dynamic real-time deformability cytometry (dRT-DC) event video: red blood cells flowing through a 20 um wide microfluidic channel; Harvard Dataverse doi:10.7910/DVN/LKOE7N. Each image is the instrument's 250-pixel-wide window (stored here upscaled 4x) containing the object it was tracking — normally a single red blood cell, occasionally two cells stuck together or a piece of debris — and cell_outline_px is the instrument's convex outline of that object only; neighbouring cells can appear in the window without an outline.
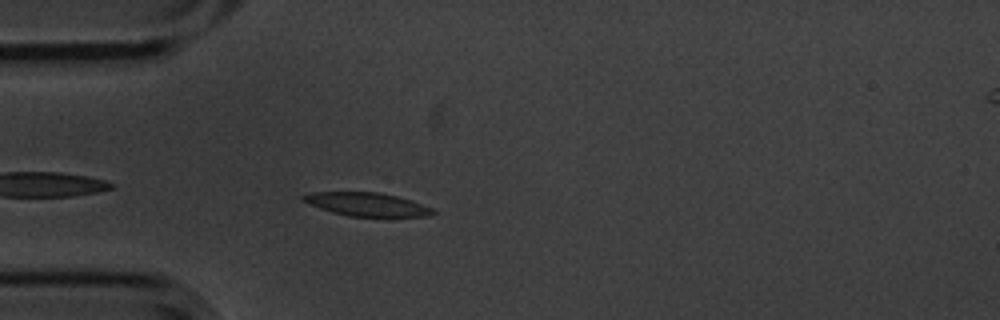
{"species": "common noctule bat (a hibernating species)", "species_latin": "Nyctalus noctula", "temperature_condition": "cold", "stored_images_in_passage": 32, "camera_frame_rate_fps": 3000, "um_per_image_px": 0.085, "animal": {"sex": "male", "body_mass_g": 20.1, "forearm_length_mm": 53.5}, "frame": {"image": 1, "passage_image": 3, "time_ms": 0.667, "image_size_px": [1000, 320], "cell_outline_px": [[436, 212], [428, 216], [392, 220], [348, 216], [332, 212], [320, 208], [300, 200], [300, 196], [312, 192], [380, 192], [412, 200], [432, 208]], "centroid_in_image_um": [31.28, 17.43], "position_along_channel_um": 53.7, "area_um2": 18.79}}
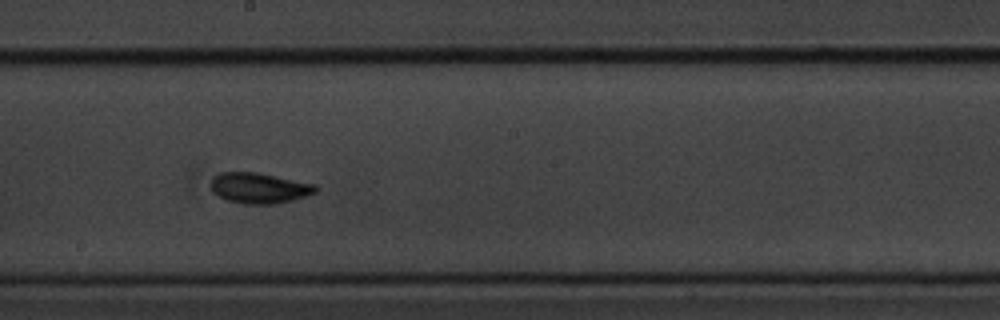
{"frame": {"image": 2, "passage_image": 18, "time_ms": 5.667, "image_size_px": [1000, 320], "cell_outline_px": [[316, 192], [308, 196], [276, 204], [244, 204], [228, 200], [212, 192], [212, 176], [220, 172], [256, 172], [316, 184]], "centroid_in_image_um": [22.04, 15.98], "position_along_channel_um": 226.2, "area_um2": 18.67}}
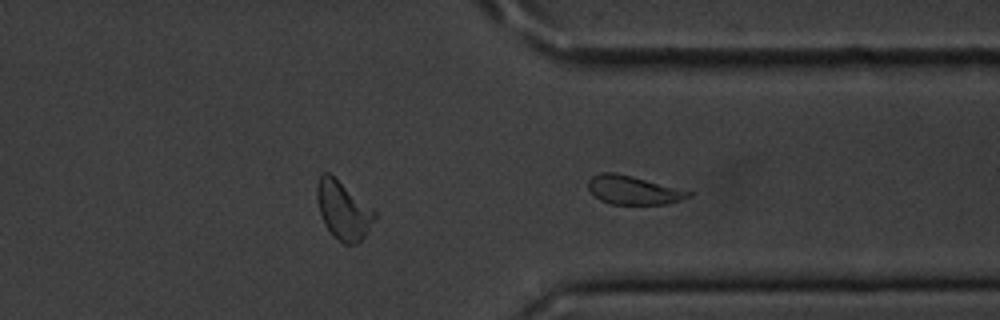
{"frame": {"image": 3, "passage_image": 29, "time_ms": 9.333, "image_size_px": [1000, 320], "cell_outline_px": [[692, 196], [668, 204], [612, 204], [600, 200], [588, 188], [588, 180], [592, 176], [600, 172], [616, 172], [632, 176], [692, 192]], "centroid_in_image_um": [53.81, 16.15], "position_along_channel_um": 357.6, "area_um2": 16.59}, "authors_computed_cell_mechanics": {"area_um2": 18.0047, "velocity_mm_per_s": 3.5862, "shape_relaxation_time_tau1_ms": 2.467, "shape_relaxation_time_tau2_ms": 1.4053, "deformation_change_tau1": 0.1217, "deformation_change_tau2": 0.0664}}